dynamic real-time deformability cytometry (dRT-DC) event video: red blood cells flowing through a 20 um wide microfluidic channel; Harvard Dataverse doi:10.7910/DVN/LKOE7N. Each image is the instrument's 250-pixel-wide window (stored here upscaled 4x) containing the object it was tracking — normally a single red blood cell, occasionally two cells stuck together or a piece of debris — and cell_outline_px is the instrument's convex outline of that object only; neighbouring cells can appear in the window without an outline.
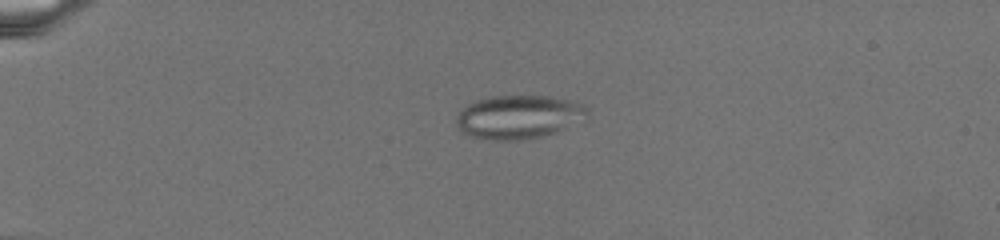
{"species": "common noctule bat (a hibernating species)", "species_latin": "Nyctalus noctula", "temperature_condition": "warm", "stored_images_in_passage": 45, "camera_frame_rate_fps": 3000, "um_per_image_px": 0.085, "animal": {"sex": "female", "body_mass_g": 19.5, "forearm_length_mm": 54.1}, "frame": {"image": 1, "passage_image": 3, "time_ms": 0.667, "image_size_px": [1000, 240], "cell_outline_px": [[588, 112], [564, 128], [556, 132], [544, 136], [520, 140], [492, 140], [472, 136], [464, 132], [456, 124], [456, 116], [468, 104], [476, 100], [492, 96], [548, 96], [568, 100], [580, 104], [588, 108]], "centroid_in_image_um": [44.02, 9.94], "position_along_channel_um": 41.0, "area_um2": 32.54}}
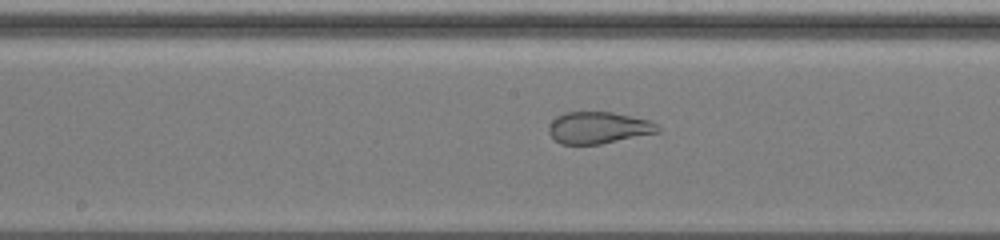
{"frame": {"image": 2, "passage_image": 26, "time_ms": 8.333, "image_size_px": [1000, 240], "cell_outline_px": [[660, 132], [600, 144], [560, 144], [548, 132], [548, 124], [556, 116], [564, 112], [612, 112], [632, 116], [648, 120], [656, 124], [660, 128]], "centroid_in_image_um": [50.84, 10.85], "position_along_channel_um": 197.4, "area_um2": 20.23}}
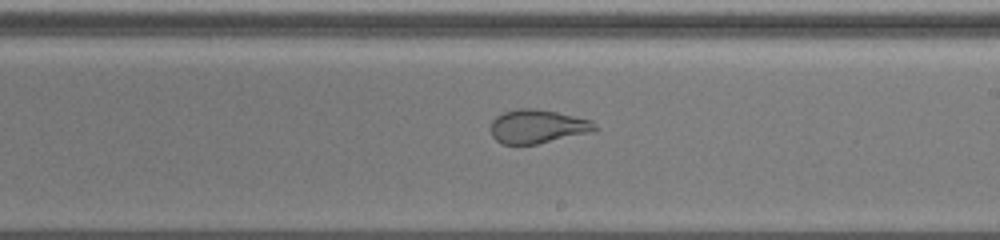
{"frame": {"image": 3, "passage_image": 31, "time_ms": 10.0, "image_size_px": [1000, 240], "cell_outline_px": [[600, 128], [596, 132], [536, 144], [504, 144], [496, 140], [492, 136], [492, 120], [496, 116], [504, 112], [516, 108], [532, 108], [556, 112], [576, 116], [592, 120]], "centroid_in_image_um": [45.77, 10.75], "position_along_channel_um": 243.2, "area_um2": 20.69}}